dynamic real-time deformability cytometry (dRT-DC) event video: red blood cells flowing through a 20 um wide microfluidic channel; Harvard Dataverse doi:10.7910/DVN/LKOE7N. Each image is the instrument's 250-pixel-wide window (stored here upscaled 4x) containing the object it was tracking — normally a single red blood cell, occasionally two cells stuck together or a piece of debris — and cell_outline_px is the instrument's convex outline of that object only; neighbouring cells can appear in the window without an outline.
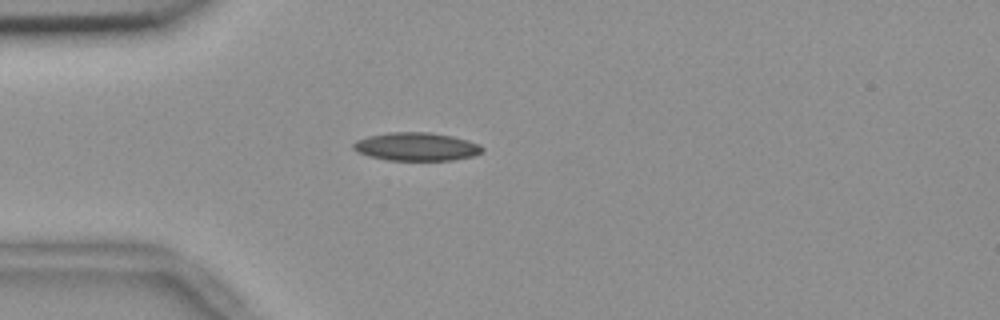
{"species": "common noctule bat (a hibernating species)", "species_latin": "Nyctalus noctula", "temperature_condition": "room temperature", "stored_images_in_passage": 41, "camera_frame_rate_fps": 3000, "um_per_image_px": 0.085, "animal": {"sex": "female", "body_mass_g": 18.4}, "frame": {"image": 1, "passage_image": 1, "time_ms": 0.0, "image_size_px": [1000, 320], "cell_outline_px": [[484, 148], [480, 152], [472, 156], [452, 160], [388, 160], [368, 156], [356, 152], [352, 148], [352, 144], [356, 140], [368, 136], [388, 132], [428, 132], [452, 136], [468, 140], [480, 144]], "centroid_in_image_um": [35.35, 12.46], "position_along_channel_um": 49.6, "area_um2": 21.27}}
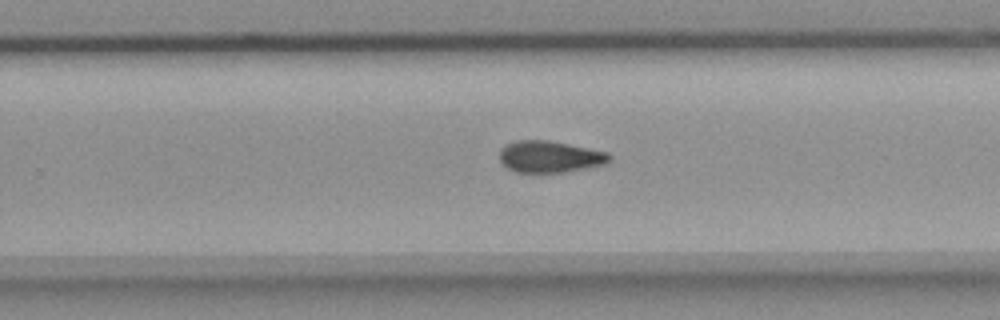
{"frame": {"image": 2, "passage_image": 21, "time_ms": 6.667, "image_size_px": [1000, 320], "cell_outline_px": [[612, 160], [608, 164], [588, 168], [564, 172], [516, 172], [508, 168], [500, 160], [500, 148], [504, 144], [516, 140], [548, 140], [608, 152], [612, 156]], "centroid_in_image_um": [46.77, 13.31], "position_along_channel_um": 283.0, "area_um2": 20.46}}
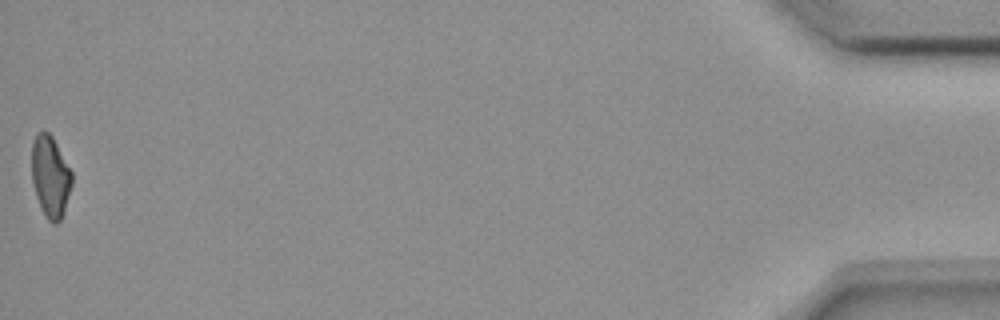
{"frame": {"image": 3, "passage_image": 41, "time_ms": 13.333, "image_size_px": [1000, 320], "cell_outline_px": [[72, 184], [64, 212], [60, 220], [56, 224], [52, 224], [48, 220], [40, 208], [36, 196], [32, 180], [32, 140], [36, 132], [48, 132], [52, 136], [72, 172]], "centroid_in_image_um": [4.27, 15.02], "position_along_channel_um": 430.9, "area_um2": 19.13}}